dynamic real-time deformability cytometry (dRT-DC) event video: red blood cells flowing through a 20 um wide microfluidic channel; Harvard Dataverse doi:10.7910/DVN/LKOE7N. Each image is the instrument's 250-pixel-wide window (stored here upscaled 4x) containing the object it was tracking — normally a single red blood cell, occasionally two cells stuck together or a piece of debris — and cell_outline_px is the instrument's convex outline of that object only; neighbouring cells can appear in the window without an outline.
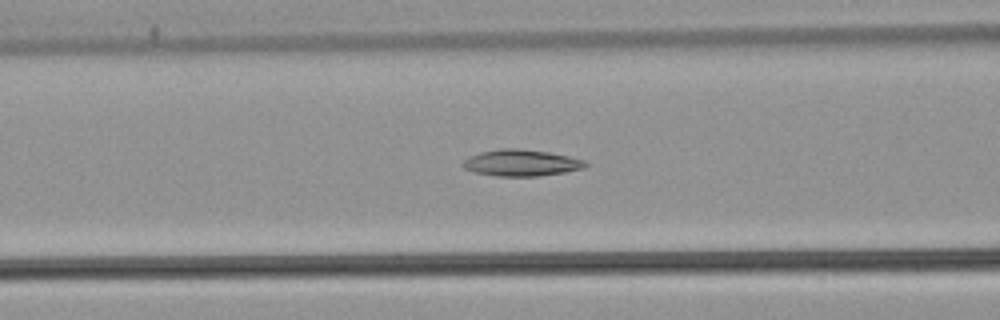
{"species": "common noctule bat (a hibernating species)", "species_latin": "Nyctalus noctula", "temperature_condition": "warm", "stored_images_in_passage": 41, "camera_frame_rate_fps": 3000, "um_per_image_px": 0.085, "animal": {"sex": "male", "body_mass_g": 21.5, "forearm_length_mm": 52.0}, "frame": {"image": 1, "passage_image": 9, "time_ms": 2.667, "image_size_px": [1000, 320], "cell_outline_px": [[588, 164], [584, 168], [564, 172], [540, 176], [496, 176], [472, 172], [464, 168], [460, 164], [468, 156], [480, 152], [500, 148], [516, 148], [548, 152], [588, 160]], "centroid_in_image_um": [44.29, 13.84], "position_along_channel_um": 122.3, "area_um2": 19.13}}
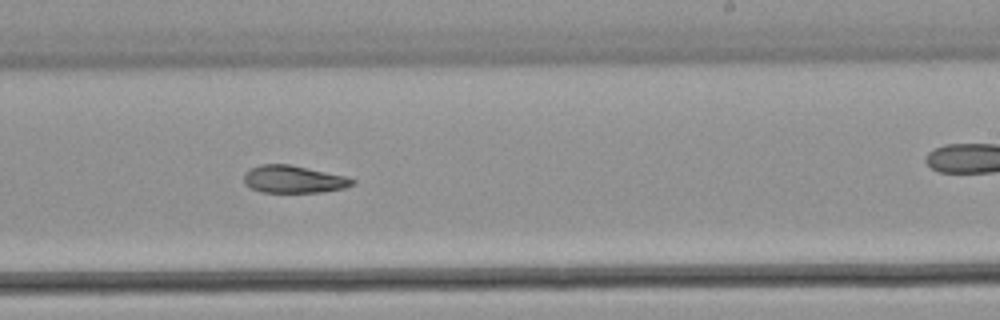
{"frame": {"image": 2, "passage_image": 20, "time_ms": 6.333, "image_size_px": [1000, 320], "cell_outline_px": [[356, 184], [344, 188], [320, 192], [260, 192], [248, 188], [244, 184], [244, 172], [260, 164], [288, 164], [344, 176], [356, 180]], "centroid_in_image_um": [24.91, 15.25], "position_along_channel_um": 264.1, "area_um2": 17.34}}
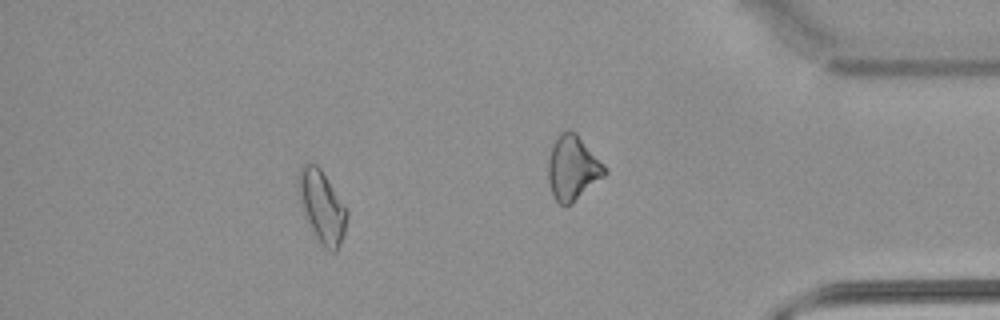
{"frame": {"image": 3, "passage_image": 35, "time_ms": 11.333, "image_size_px": [1000, 320], "cell_outline_px": [[348, 216], [344, 232], [336, 252], [332, 252], [324, 248], [320, 244], [312, 232], [300, 200], [296, 188], [296, 180], [300, 168], [304, 164], [316, 164], [320, 168], [344, 204], [348, 212]], "centroid_in_image_um": [27.35, 17.56], "position_along_channel_um": 407.9, "area_um2": 20.29}, "authors_computed_cell_mechanics": {"area_um2": 18.496, "velocity_mm_per_s": 3.8748, "shape_relaxation_time_tau1_ms": 7.076, "shape_relaxation_time_tau2_ms": 5.922, "deformation_change_tau1": 0.1575, "deformation_change_tau2": 0.1172}}